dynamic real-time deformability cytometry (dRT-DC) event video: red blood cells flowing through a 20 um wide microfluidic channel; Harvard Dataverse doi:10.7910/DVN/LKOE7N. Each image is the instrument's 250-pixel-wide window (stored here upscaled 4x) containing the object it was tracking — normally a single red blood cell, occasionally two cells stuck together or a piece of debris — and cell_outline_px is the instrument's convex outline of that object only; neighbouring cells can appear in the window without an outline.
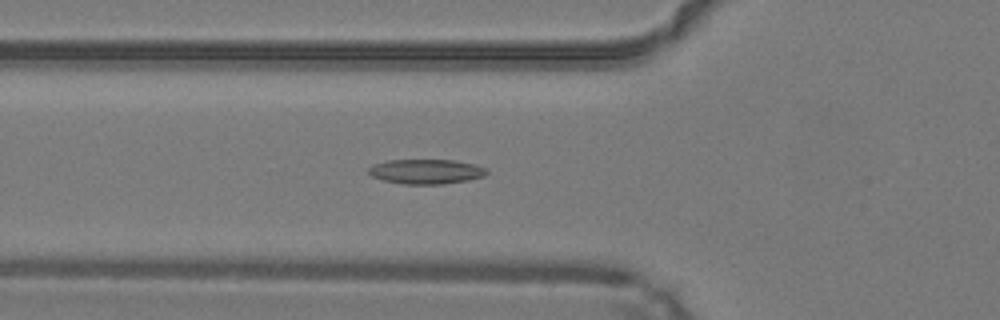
{"species": "common noctule bat (a hibernating species)", "species_latin": "Nyctalus noctula", "temperature_condition": "warm", "stored_images_in_passage": 48, "camera_frame_rate_fps": 3000, "um_per_image_px": 0.085, "animal": {"sex": "male", "body_mass_g": 19.2, "forearm_length_mm": 51.8}, "frame": {"image": 1, "passage_image": 17, "time_ms": 5.333, "image_size_px": [1000, 320], "cell_outline_px": [[488, 172], [484, 176], [468, 180], [444, 184], [404, 184], [384, 180], [372, 176], [368, 172], [368, 168], [372, 164], [388, 160], [452, 160], [472, 164], [484, 168]], "centroid_in_image_um": [36.18, 14.58], "position_along_channel_um": 89.6, "area_um2": 16.88}}
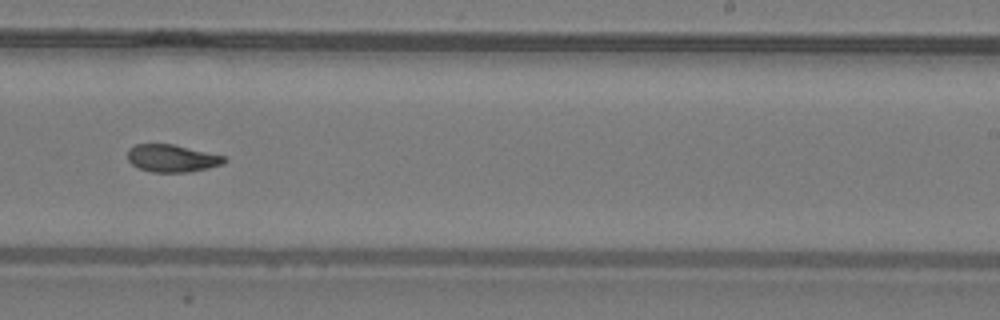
{"frame": {"image": 2, "passage_image": 30, "time_ms": 9.667, "image_size_px": [1000, 320], "cell_outline_px": [[228, 160], [224, 164], [208, 168], [188, 172], [152, 172], [140, 168], [132, 164], [128, 160], [128, 148], [136, 144], [172, 144], [224, 156]], "centroid_in_image_um": [14.62, 13.45], "position_along_channel_um": 274.4, "area_um2": 15.37}}
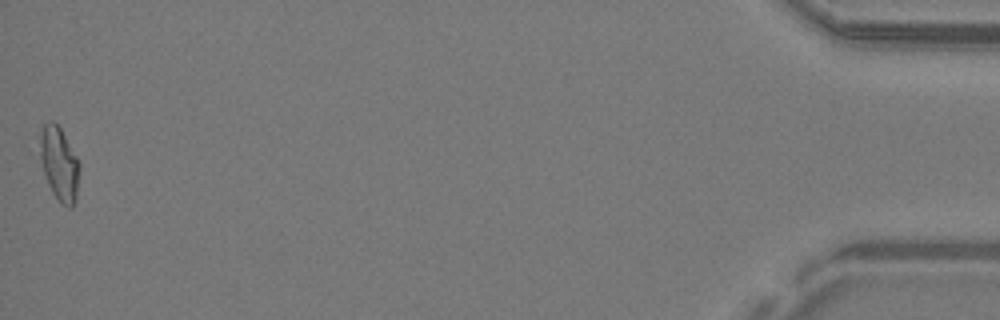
{"frame": {"image": 3, "passage_image": 48, "time_ms": 15.667, "image_size_px": [1000, 320], "cell_outline_px": [[80, 168], [76, 200], [72, 208], [68, 208], [60, 204], [52, 192], [48, 184], [40, 160], [40, 132], [44, 124], [48, 120], [52, 120], [60, 128], [76, 156], [80, 164]], "centroid_in_image_um": [5.04, 13.96], "position_along_channel_um": 430.2, "area_um2": 17.05}, "authors_computed_cell_mechanics": {"area_um2": 16.0684, "velocity_mm_per_s": 4.2589, "shape_relaxation_time_tau1_ms": null, "shape_relaxation_time_tau2_ms": 4.9612, "deformation_change_tau1": null, "deformation_change_tau2": 0.1039}}